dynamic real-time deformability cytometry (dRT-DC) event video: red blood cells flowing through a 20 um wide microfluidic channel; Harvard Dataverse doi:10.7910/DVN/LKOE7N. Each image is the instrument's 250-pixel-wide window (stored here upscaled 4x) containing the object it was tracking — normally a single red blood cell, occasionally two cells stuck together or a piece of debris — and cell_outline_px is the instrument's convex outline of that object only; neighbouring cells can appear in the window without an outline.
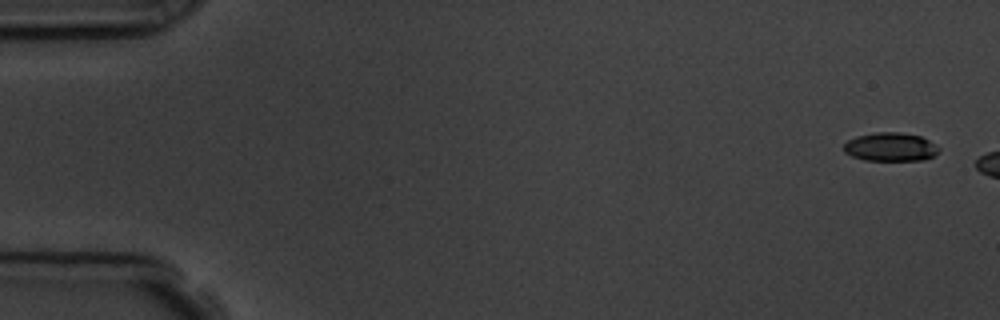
{"species": "common noctule bat (a hibernating species)", "species_latin": "Nyctalus noctula", "temperature_condition": "room temperature", "stored_images_in_passage": 7, "camera_frame_rate_fps": 3000, "um_per_image_px": 0.085, "animal": {"sex": "male", "body_mass_g": 19.5, "forearm_length_mm": 54.6}, "frame": {"image": 1, "passage_image": 1, "time_ms": 0.0, "image_size_px": [1000, 320], "cell_outline_px": [[940, 148], [932, 156], [924, 160], [864, 160], [852, 156], [844, 152], [844, 144], [848, 140], [856, 136], [876, 132], [900, 132], [920, 136], [936, 144]], "centroid_in_image_um": [75.68, 12.48], "position_along_channel_um": 9.3, "area_um2": 15.78}}